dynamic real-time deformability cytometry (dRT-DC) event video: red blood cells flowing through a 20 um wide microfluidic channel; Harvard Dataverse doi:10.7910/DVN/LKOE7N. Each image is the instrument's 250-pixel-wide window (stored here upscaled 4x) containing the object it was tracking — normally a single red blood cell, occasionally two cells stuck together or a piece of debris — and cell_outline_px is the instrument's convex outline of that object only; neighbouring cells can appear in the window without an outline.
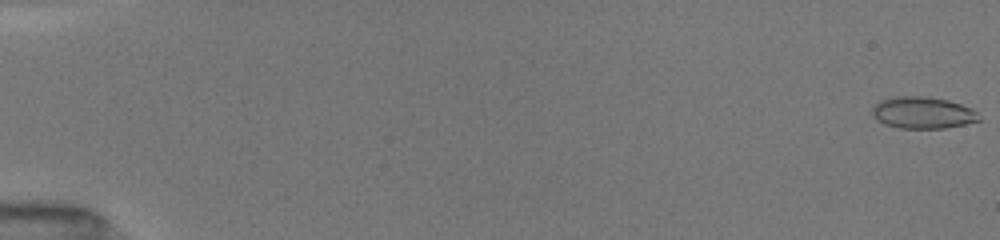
{"species": "common noctule bat (a hibernating species)", "species_latin": "Nyctalus noctula", "temperature_condition": "room temperature", "stored_images_in_passage": 8, "camera_frame_rate_fps": 3000, "um_per_image_px": 0.085, "animal": {"sex": "female", "body_mass_g": 19.5, "forearm_length_mm": 54.1}, "frame": {"image": 1, "passage_image": 1, "time_ms": 0.0, "image_size_px": [1000, 240], "cell_outline_px": [[980, 120], [964, 124], [944, 128], [900, 128], [884, 124], [876, 120], [872, 116], [872, 108], [880, 100], [896, 96], [928, 96], [948, 100], [972, 108], [976, 112]], "centroid_in_image_um": [78.4, 9.57], "position_along_channel_um": 6.6, "area_um2": 19.77}}
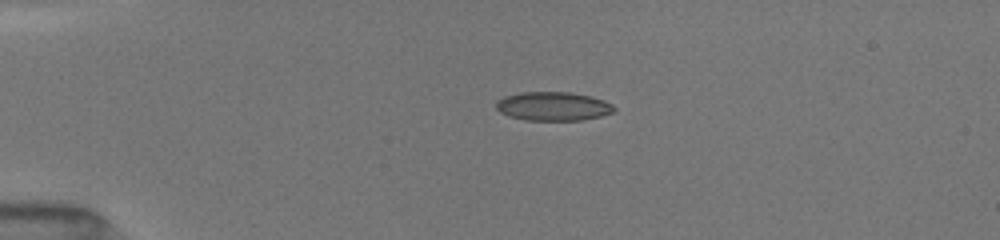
{"frame": {"image": 2, "passage_image": 6, "time_ms": 4.0, "image_size_px": [1000, 240], "cell_outline_px": [[616, 108], [612, 112], [600, 116], [580, 120], [524, 120], [508, 116], [500, 112], [496, 108], [496, 100], [504, 96], [520, 92], [568, 92], [592, 96], [604, 100], [612, 104]], "centroid_in_image_um": [46.98, 9.03], "position_along_channel_um": 38.0, "area_um2": 19.88}}
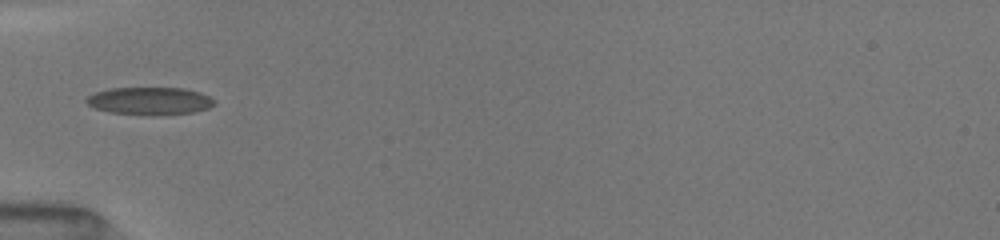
{"frame": {"image": 3, "passage_image": 8, "time_ms": 6.0, "image_size_px": [1000, 240], "cell_outline_px": [[216, 104], [208, 108], [192, 112], [108, 112], [96, 108], [88, 104], [84, 100], [88, 96], [96, 92], [112, 88], [184, 88], [200, 92], [216, 100]], "centroid_in_image_um": [12.74, 8.52], "position_along_channel_um": 72.3, "area_um2": 19.48}}